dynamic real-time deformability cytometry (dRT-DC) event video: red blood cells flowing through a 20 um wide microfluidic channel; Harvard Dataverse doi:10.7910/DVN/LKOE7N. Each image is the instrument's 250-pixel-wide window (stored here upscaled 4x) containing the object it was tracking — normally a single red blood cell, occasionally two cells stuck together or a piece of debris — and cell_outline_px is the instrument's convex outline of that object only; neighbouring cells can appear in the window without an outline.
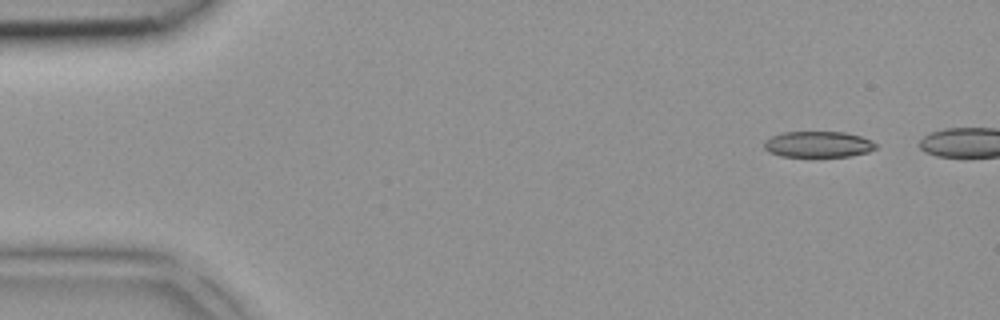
{"species": "common noctule bat (a hibernating species)", "species_latin": "Nyctalus noctula", "temperature_condition": "room temperature", "stored_images_in_passage": 4, "segment_of_instrument_passage": [2, 2], "camera_frame_rate_fps": 3000, "um_per_image_px": 0.085, "animal": {"sex": "female", "body_mass_g": 18.4}, "frame": {"image": 1, "passage_image": 4, "time_ms": 1.0, "image_size_px": [1000, 320], "cell_outline_px": [[876, 148], [868, 152], [852, 156], [780, 156], [768, 152], [764, 148], [764, 140], [772, 136], [784, 132], [844, 132], [860, 136], [872, 140], [876, 144]], "centroid_in_image_um": [69.54, 12.27], "position_along_channel_um": 15.5, "area_um2": 16.94}}